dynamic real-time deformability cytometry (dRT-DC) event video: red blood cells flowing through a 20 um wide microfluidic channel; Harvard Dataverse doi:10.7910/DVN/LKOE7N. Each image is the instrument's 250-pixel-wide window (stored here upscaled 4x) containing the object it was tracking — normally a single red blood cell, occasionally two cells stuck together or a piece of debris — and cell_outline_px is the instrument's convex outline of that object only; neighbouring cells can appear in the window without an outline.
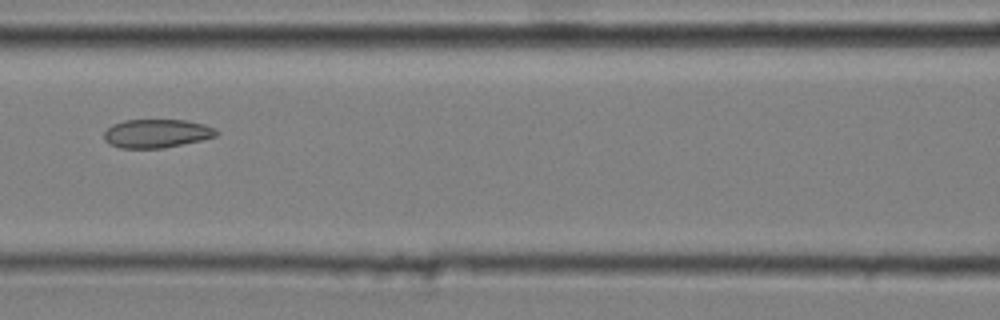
{"species": "common noctule bat (a hibernating species)", "species_latin": "Nyctalus noctula", "temperature_condition": "cold", "stored_images_in_passage": 6, "camera_frame_rate_fps": 3000, "um_per_image_px": 0.085, "animal": {"sex": "male", "body_mass_g": 20.4}, "frame": {"image": 1, "passage_image": 3, "time_ms": 0.667, "image_size_px": [1000, 320], "cell_outline_px": [[220, 132], [216, 136], [200, 140], [164, 148], [120, 148], [108, 144], [104, 140], [104, 132], [112, 124], [124, 120], [188, 120], [204, 124], [216, 128]], "centroid_in_image_um": [13.31, 11.34], "position_along_channel_um": 153.3, "area_um2": 18.84}}
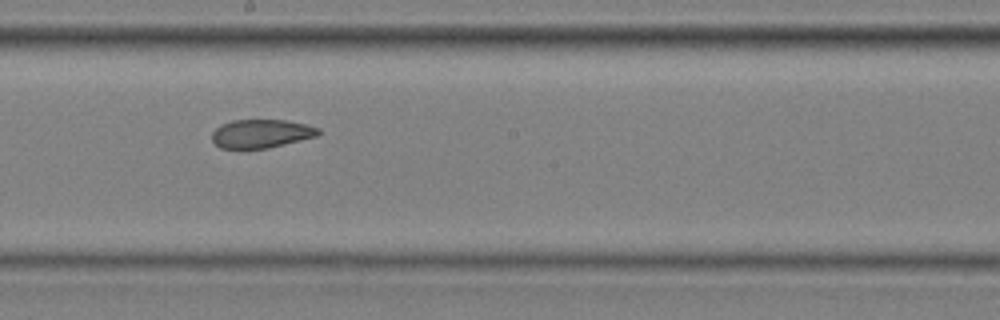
{"frame": {"image": 2, "passage_image": 5, "time_ms": 1.333, "image_size_px": [1000, 320], "cell_outline_px": [[320, 132], [316, 136], [268, 148], [220, 148], [212, 140], [212, 132], [220, 124], [232, 120], [284, 120], [308, 124], [320, 128]], "centroid_in_image_um": [22.19, 11.34], "position_along_channel_um": 226.0, "area_um2": 17.63}}
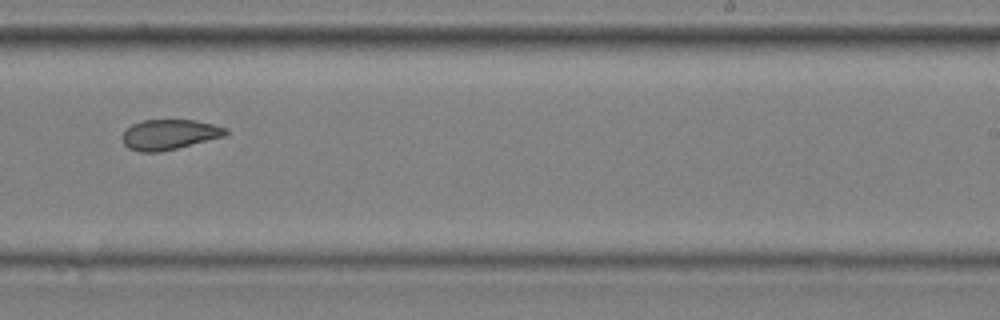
{"frame": {"image": 3, "passage_image": 6, "time_ms": 1.667, "image_size_px": [1000, 320], "cell_outline_px": [[228, 132], [224, 136], [160, 152], [140, 152], [128, 148], [124, 144], [124, 132], [132, 124], [144, 120], [196, 120], [228, 128]], "centroid_in_image_um": [14.4, 11.43], "position_along_channel_um": 274.6, "area_um2": 17.92}}